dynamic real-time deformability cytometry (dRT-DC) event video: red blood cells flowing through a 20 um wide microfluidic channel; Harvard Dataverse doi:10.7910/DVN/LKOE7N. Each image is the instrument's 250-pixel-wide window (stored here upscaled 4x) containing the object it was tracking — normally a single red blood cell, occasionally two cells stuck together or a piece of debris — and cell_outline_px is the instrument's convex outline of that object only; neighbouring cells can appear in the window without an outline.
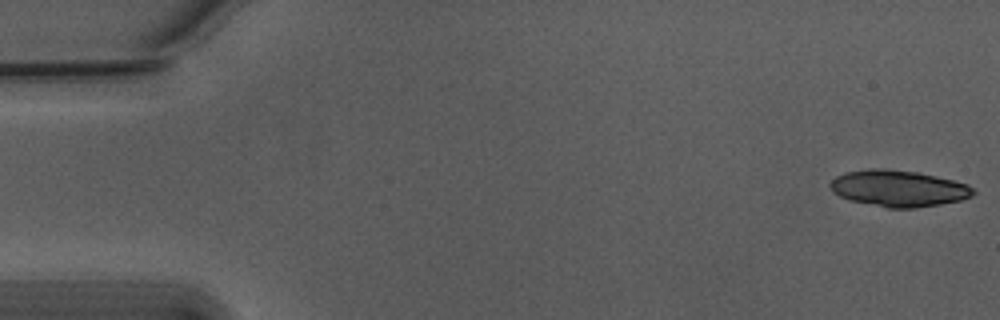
{"species": "Egyptian fruit bat (a non-hibernating species)", "species_latin": "Rousettus aegyptiacus", "temperature_condition": "warm", "stored_images_in_passage": 15, "camera_frame_rate_fps": 3000, "um_per_image_px": 0.085, "animal": {"sex": "male"}, "frame": {"image": 1, "passage_image": 1, "time_ms": 0.0, "image_size_px": [1000, 320], "cell_outline_px": [[976, 192], [972, 196], [960, 200], [940, 204], [916, 208], [888, 208], [848, 200], [832, 192], [828, 184], [836, 176], [844, 172], [868, 168], [884, 168], [916, 172], [936, 176], [968, 184]], "centroid_in_image_um": [76.33, 16.01], "position_along_channel_um": 8.7, "area_um2": 30.52}}
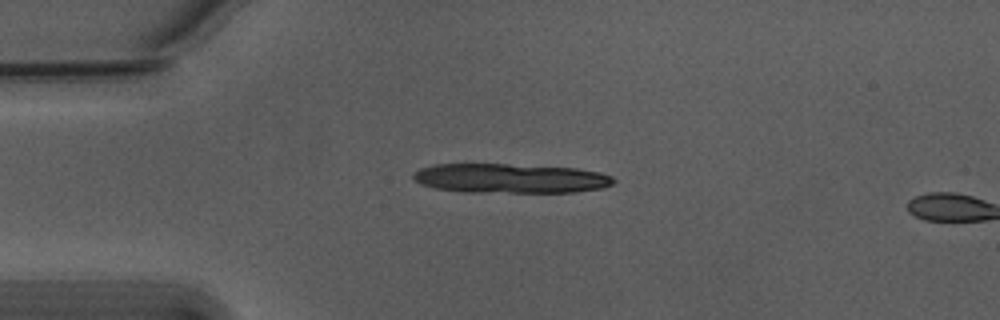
{"frame": {"image": 2, "passage_image": 13, "time_ms": 4.0, "image_size_px": [1000, 320], "cell_outline_px": [[616, 180], [612, 184], [604, 188], [576, 192], [464, 192], [436, 188], [420, 184], [412, 176], [412, 172], [420, 168], [432, 164], [508, 164], [576, 168], [600, 172], [612, 176]], "centroid_in_image_um": [43.38, 15.16], "position_along_channel_um": 41.6, "area_um2": 34.62}}